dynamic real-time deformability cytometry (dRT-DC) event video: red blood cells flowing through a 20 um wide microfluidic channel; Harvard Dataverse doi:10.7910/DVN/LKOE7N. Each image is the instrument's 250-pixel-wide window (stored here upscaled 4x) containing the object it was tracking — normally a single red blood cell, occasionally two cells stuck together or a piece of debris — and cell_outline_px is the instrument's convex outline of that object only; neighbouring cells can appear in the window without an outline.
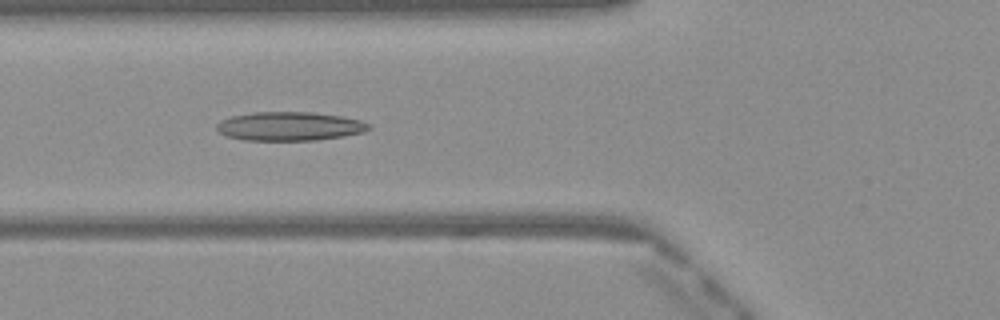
{"species": "Egyptian fruit bat (a non-hibernating species)", "species_latin": "Rousettus aegyptiacus", "temperature_condition": "warm", "stored_images_in_passage": 31, "camera_frame_rate_fps": 3000, "um_per_image_px": 0.085, "frame": {"image": 1, "passage_image": 4, "time_ms": 1.0, "image_size_px": [1000, 320], "cell_outline_px": [[372, 128], [364, 132], [344, 136], [316, 140], [244, 140], [228, 136], [220, 132], [216, 128], [216, 124], [220, 120], [232, 116], [252, 112], [312, 112], [340, 116], [360, 120], [372, 124]], "centroid_in_image_um": [24.64, 10.73], "position_along_channel_um": 101.2, "area_um2": 25.61}}
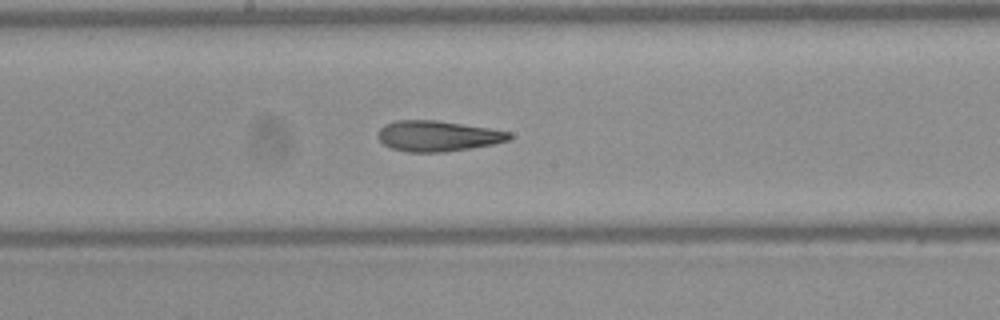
{"frame": {"image": 2, "passage_image": 12, "time_ms": 3.667, "image_size_px": [1000, 320], "cell_outline_px": [[512, 140], [496, 144], [444, 152], [408, 152], [392, 148], [384, 144], [376, 136], [376, 132], [384, 124], [396, 120], [436, 120], [492, 128], [512, 132]], "centroid_in_image_um": [37.24, 11.55], "position_along_channel_um": 211.0, "area_um2": 23.81}}
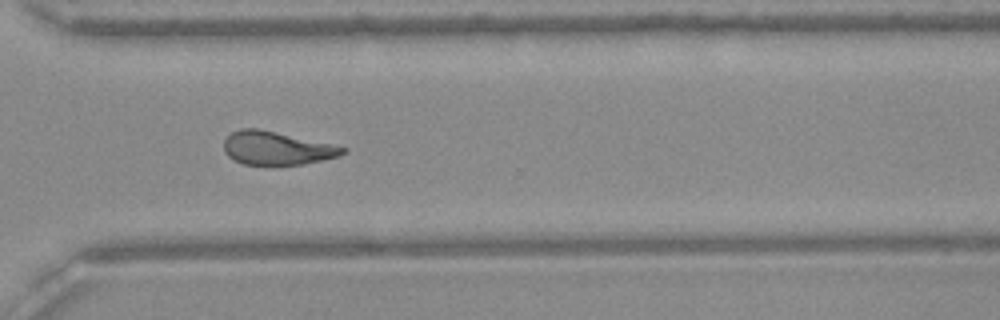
{"frame": {"image": 3, "passage_image": 22, "time_ms": 7.0, "image_size_px": [1000, 320], "cell_outline_px": [[348, 152], [340, 156], [304, 164], [244, 164], [228, 156], [224, 152], [224, 140], [232, 132], [240, 128], [256, 128], [332, 144], [348, 148]], "centroid_in_image_um": [23.54, 12.59], "position_along_channel_um": 347.1, "area_um2": 22.83}, "authors_computed_cell_mechanics": {"area_um2": 23.4668, "velocity_mm_per_s": 4.0905, "shape_relaxation_time_tau1_ms": null, "shape_relaxation_time_tau2_ms": 3.2951, "deformation_change_tau1": null, "deformation_change_tau2": 0.1307}}